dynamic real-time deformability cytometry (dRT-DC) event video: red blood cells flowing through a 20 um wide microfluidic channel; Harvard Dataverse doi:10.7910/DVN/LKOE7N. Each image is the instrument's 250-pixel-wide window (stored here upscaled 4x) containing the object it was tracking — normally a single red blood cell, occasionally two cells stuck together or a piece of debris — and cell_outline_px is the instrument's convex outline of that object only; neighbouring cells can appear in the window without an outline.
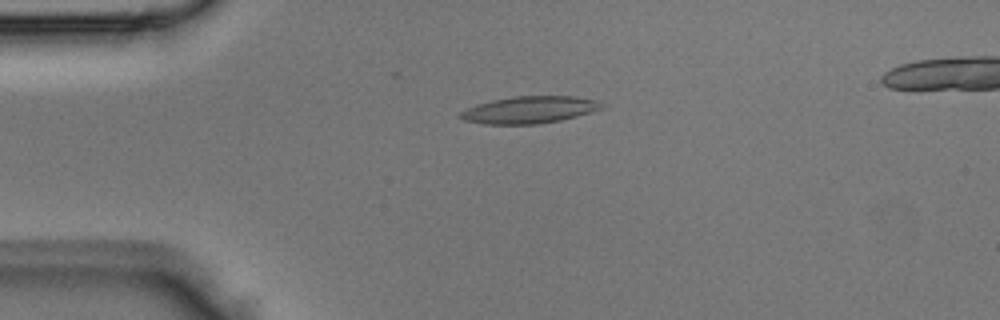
{"species": "Egyptian fruit bat (a non-hibernating species)", "species_latin": "Rousettus aegyptiacus", "temperature_condition": "room temperature", "stored_images_in_passage": 4, "camera_frame_rate_fps": 3000, "um_per_image_px": 0.085, "animal": {"sex": "male"}, "frame": {"image": 1, "passage_image": 4, "time_ms": 1.0, "image_size_px": [1000, 320], "cell_outline_px": [[604, 108], [576, 116], [560, 120], [540, 124], [484, 124], [464, 120], [456, 116], [460, 112], [476, 104], [492, 100], [516, 96], [576, 96], [596, 100], [604, 104]], "centroid_in_image_um": [44.99, 9.33], "position_along_channel_um": 40.0, "area_um2": 22.31}}